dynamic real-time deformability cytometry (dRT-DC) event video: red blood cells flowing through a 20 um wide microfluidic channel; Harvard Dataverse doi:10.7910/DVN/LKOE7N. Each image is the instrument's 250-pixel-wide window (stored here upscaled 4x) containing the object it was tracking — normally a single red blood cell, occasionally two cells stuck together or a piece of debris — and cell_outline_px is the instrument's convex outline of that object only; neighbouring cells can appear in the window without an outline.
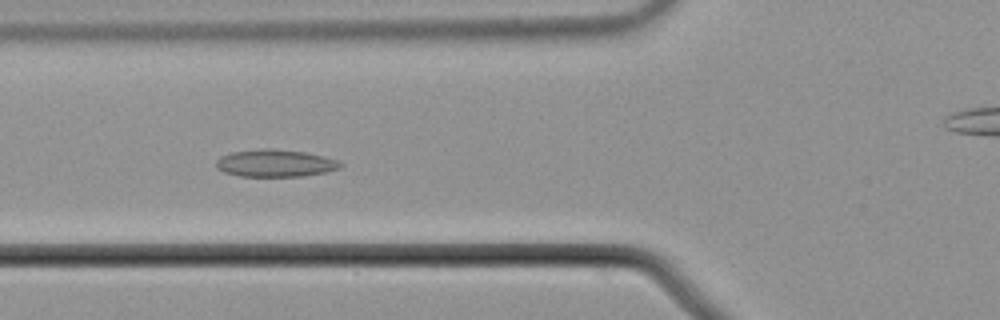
{"species": "common noctule bat (a hibernating species)", "species_latin": "Nyctalus noctula", "temperature_condition": "cold", "stored_images_in_passage": 59, "camera_frame_rate_fps": 3000, "um_per_image_px": 0.085, "animal": {"sex": "male", "body_mass_g": 21.5, "forearm_length_mm": 52.0}, "frame": {"image": 1, "passage_image": 23, "time_ms": 7.333, "image_size_px": [1000, 320], "cell_outline_px": [[344, 164], [340, 168], [324, 172], [304, 176], [240, 176], [224, 172], [216, 168], [216, 160], [220, 156], [232, 152], [264, 148], [272, 148], [304, 152], [324, 156], [336, 160]], "centroid_in_image_um": [23.38, 13.87], "position_along_channel_um": 102.4, "area_um2": 19.77}}
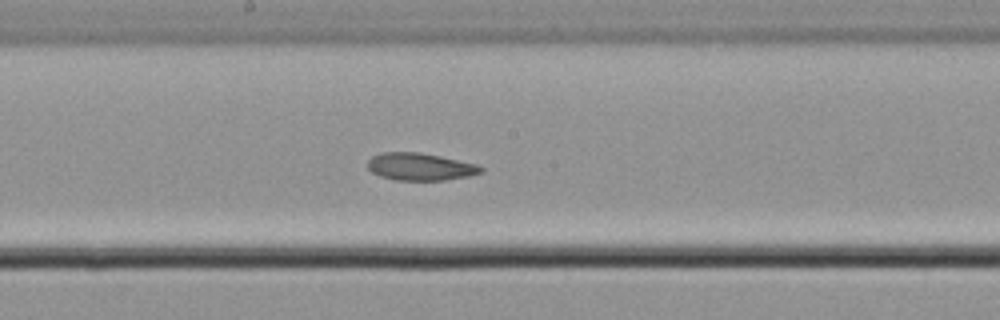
{"frame": {"image": 2, "passage_image": 32, "time_ms": 10.333, "image_size_px": [1000, 320], "cell_outline_px": [[484, 172], [468, 176], [444, 180], [396, 180], [380, 176], [372, 172], [368, 168], [368, 160], [372, 156], [380, 152], [420, 152], [440, 156], [476, 164], [484, 168]], "centroid_in_image_um": [35.71, 14.16], "position_along_channel_um": 212.5, "area_um2": 18.09}}
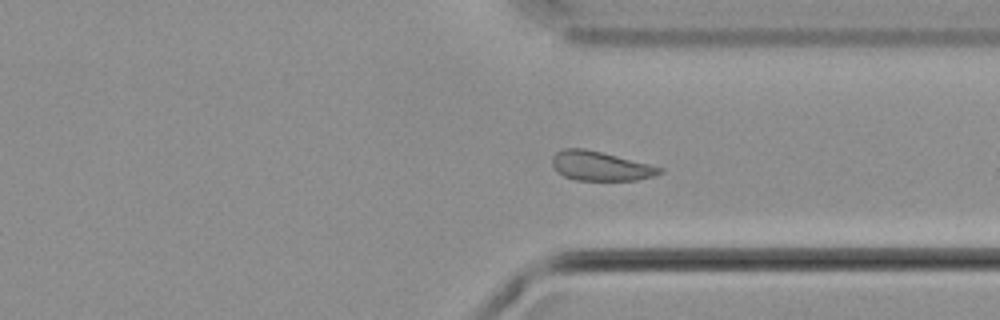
{"frame": {"image": 3, "passage_image": 44, "time_ms": 14.333, "image_size_px": [1000, 320], "cell_outline_px": [[664, 172], [652, 176], [636, 180], [576, 180], [564, 176], [556, 172], [552, 164], [552, 156], [556, 152], [564, 148], [584, 148], [664, 168]], "centroid_in_image_um": [50.99, 14.11], "position_along_channel_um": 360.4, "area_um2": 18.21}}